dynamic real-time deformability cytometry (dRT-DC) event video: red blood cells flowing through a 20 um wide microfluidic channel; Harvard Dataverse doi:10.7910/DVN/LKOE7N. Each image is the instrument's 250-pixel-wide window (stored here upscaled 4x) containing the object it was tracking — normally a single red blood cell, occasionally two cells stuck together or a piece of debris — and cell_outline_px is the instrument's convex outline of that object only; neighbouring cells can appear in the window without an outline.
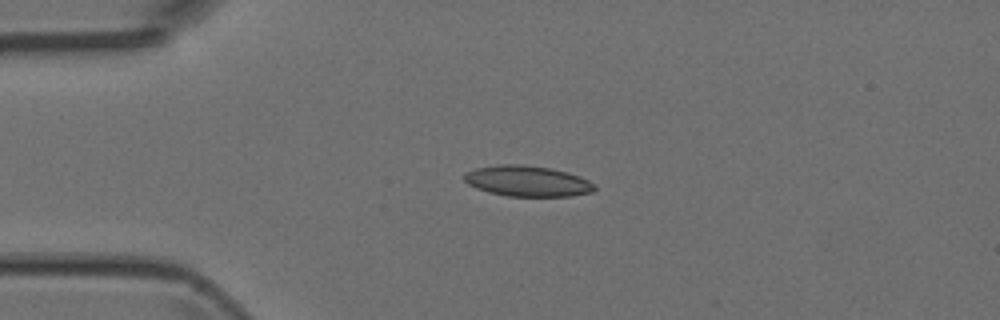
{"species": "Egyptian fruit bat (a non-hibernating species)", "species_latin": "Rousettus aegyptiacus", "temperature_condition": "room temperature", "stored_images_in_passage": 4, "camera_frame_rate_fps": 3000, "um_per_image_px": 0.085, "animal": {"sex": "female"}, "frame": {"image": 1, "passage_image": 3, "time_ms": 2.333, "image_size_px": [1000, 320], "cell_outline_px": [[596, 188], [592, 192], [572, 196], [508, 196], [488, 192], [476, 188], [468, 184], [464, 180], [464, 172], [476, 168], [500, 164], [524, 164], [552, 168], [568, 172], [580, 176], [596, 184]], "centroid_in_image_um": [44.84, 15.38], "position_along_channel_um": 40.2, "area_um2": 23.58}}